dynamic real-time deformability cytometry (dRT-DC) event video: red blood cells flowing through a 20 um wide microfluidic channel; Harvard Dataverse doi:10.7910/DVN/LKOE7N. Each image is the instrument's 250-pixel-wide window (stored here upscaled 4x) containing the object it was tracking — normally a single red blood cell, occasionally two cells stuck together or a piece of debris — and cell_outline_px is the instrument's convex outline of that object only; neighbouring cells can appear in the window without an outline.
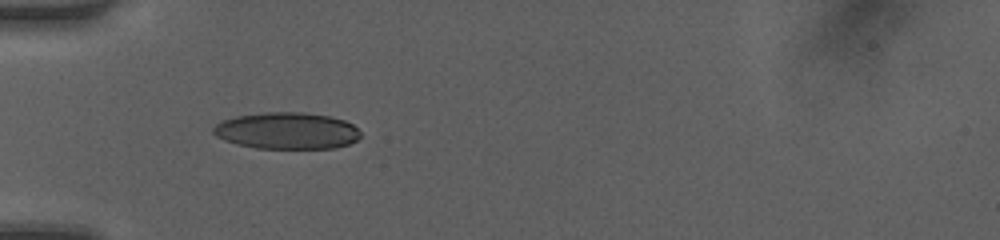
{"species": "human", "species_latin": "Homo sapiens", "temperature_condition": "room temperature", "stored_images_in_passage": 34, "camera_frame_rate_fps": 3000, "um_per_image_px": 0.085, "donor": {"sex": "female"}, "frame": {"image": 1, "passage_image": 1, "time_ms": 0.0, "image_size_px": [1000, 240], "cell_outline_px": [[360, 136], [356, 140], [348, 144], [336, 148], [256, 148], [236, 144], [224, 140], [216, 136], [212, 132], [212, 128], [220, 120], [236, 116], [264, 112], [300, 112], [328, 116], [344, 120], [352, 124], [360, 132]], "centroid_in_image_um": [24.34, 11.11], "position_along_channel_um": 60.7, "area_um2": 31.5}}
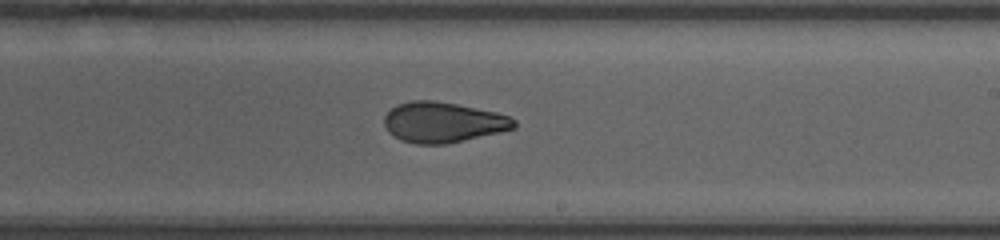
{"frame": {"image": 2, "passage_image": 15, "time_ms": 4.667, "image_size_px": [1000, 240], "cell_outline_px": [[516, 128], [500, 132], [464, 140], [444, 144], [416, 144], [400, 140], [388, 132], [384, 124], [384, 116], [396, 104], [412, 100], [436, 100], [496, 112], [508, 116], [516, 120]], "centroid_in_image_um": [37.64, 10.39], "position_along_channel_um": 251.4, "area_um2": 30.63}}
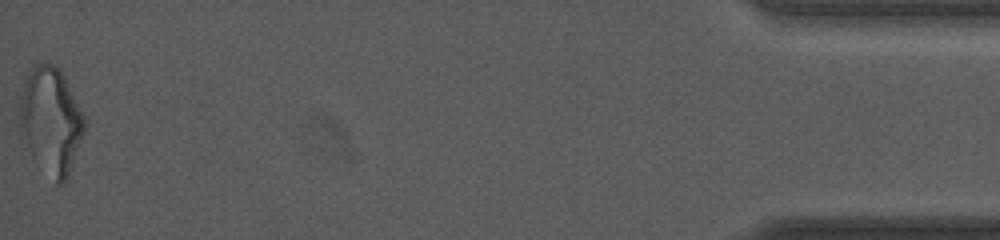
{"frame": {"image": 3, "passage_image": 34, "time_ms": 11.0, "image_size_px": [1000, 240], "cell_outline_px": [[88, 124], [68, 176], [60, 184], [56, 184], [32, 156], [20, 140], [20, 96], [28, 68], [36, 64], [56, 64], [64, 76]], "centroid_in_image_um": [4.31, 10.25], "position_along_channel_um": 430.9, "area_um2": 40.52}, "authors_computed_cell_mechanics": {"area_um2": 31.7033, "velocity_mm_per_s": 4.2269, "shape_relaxation_time_tau1_ms": null, "shape_relaxation_time_tau2_ms": 2.1962, "deformation_change_tau1": null, "deformation_change_tau2": 0.0876}}